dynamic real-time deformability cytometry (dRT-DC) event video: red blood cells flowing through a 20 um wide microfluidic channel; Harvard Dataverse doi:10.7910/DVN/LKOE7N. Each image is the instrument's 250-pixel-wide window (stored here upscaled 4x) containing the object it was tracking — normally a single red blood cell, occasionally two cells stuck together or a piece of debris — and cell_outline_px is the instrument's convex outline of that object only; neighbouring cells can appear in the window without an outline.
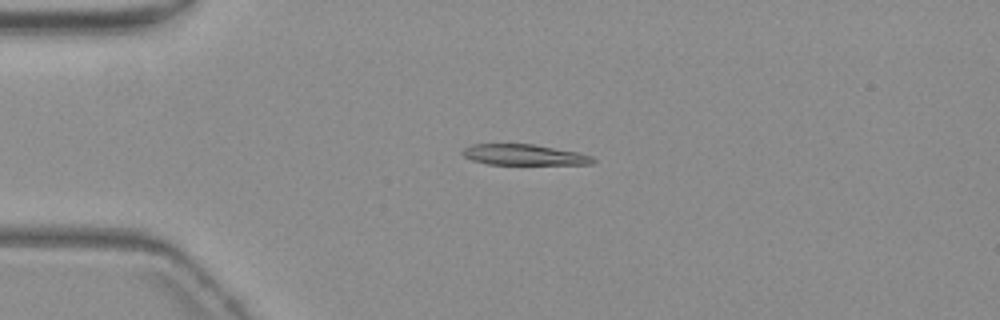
{"species": "common noctule bat (a hibernating species)", "species_latin": "Nyctalus noctula", "temperature_condition": "warm", "stored_images_in_passage": 44, "camera_frame_rate_fps": 3000, "um_per_image_px": 0.085, "animal": {"sex": "female", "body_mass_g": 19.3, "forearm_length_mm": 54.1}, "frame": {"image": 1, "passage_image": 2, "time_ms": 0.333, "image_size_px": [1000, 320], "cell_outline_px": [[596, 160], [592, 164], [488, 164], [472, 160], [464, 156], [460, 152], [464, 148], [472, 144], [532, 144], [576, 152], [592, 156]], "centroid_in_image_um": [44.51, 13.16], "position_along_channel_um": 40.5, "area_um2": 15.61}}
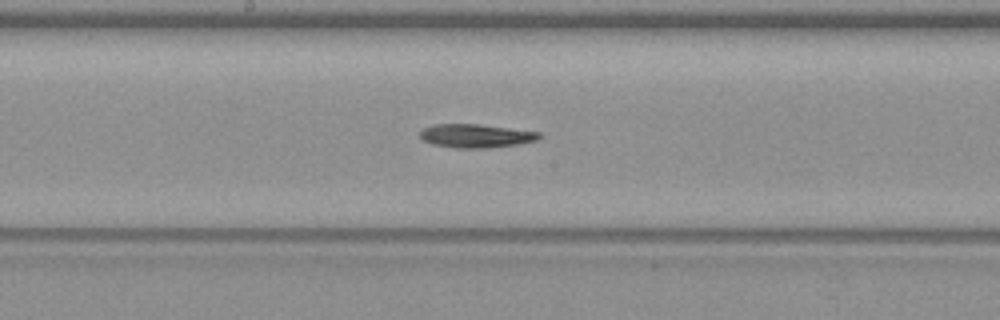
{"frame": {"image": 2, "passage_image": 18, "time_ms": 5.667, "image_size_px": [1000, 320], "cell_outline_px": [[544, 136], [536, 140], [516, 144], [484, 148], [456, 148], [432, 144], [424, 140], [420, 136], [420, 132], [424, 128], [432, 124], [476, 124], [540, 132]], "centroid_in_image_um": [40.44, 11.54], "position_along_channel_um": 207.8, "area_um2": 16.18}}
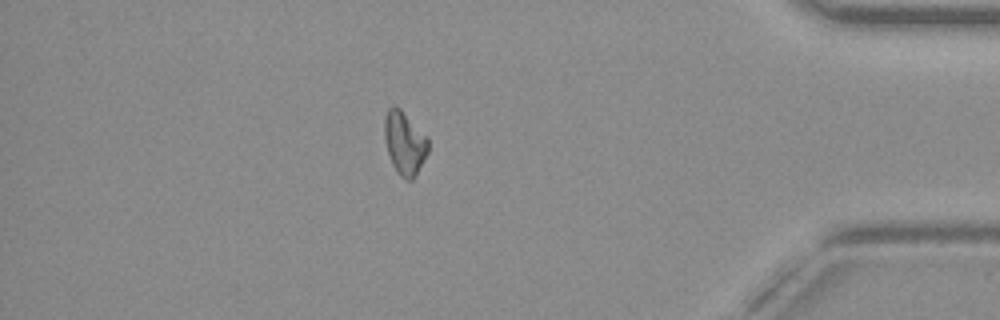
{"frame": {"image": 3, "passage_image": 37, "time_ms": 12.0, "image_size_px": [1000, 320], "cell_outline_px": [[428, 152], [412, 180], [408, 180], [400, 176], [396, 172], [392, 164], [384, 140], [384, 116], [388, 108], [392, 104], [400, 108], [428, 136]], "centroid_in_image_um": [34.37, 12.11], "position_along_channel_um": 400.8, "area_um2": 16.24}, "authors_computed_cell_mechanics": {"area_um2": 16.2996, "velocity_mm_per_s": 3.6822, "shape_relaxation_time_tau1_ms": 3.0117, "shape_relaxation_time_tau2_ms": null, "deformation_change_tau1": 0.1117, "deformation_change_tau2": null}}